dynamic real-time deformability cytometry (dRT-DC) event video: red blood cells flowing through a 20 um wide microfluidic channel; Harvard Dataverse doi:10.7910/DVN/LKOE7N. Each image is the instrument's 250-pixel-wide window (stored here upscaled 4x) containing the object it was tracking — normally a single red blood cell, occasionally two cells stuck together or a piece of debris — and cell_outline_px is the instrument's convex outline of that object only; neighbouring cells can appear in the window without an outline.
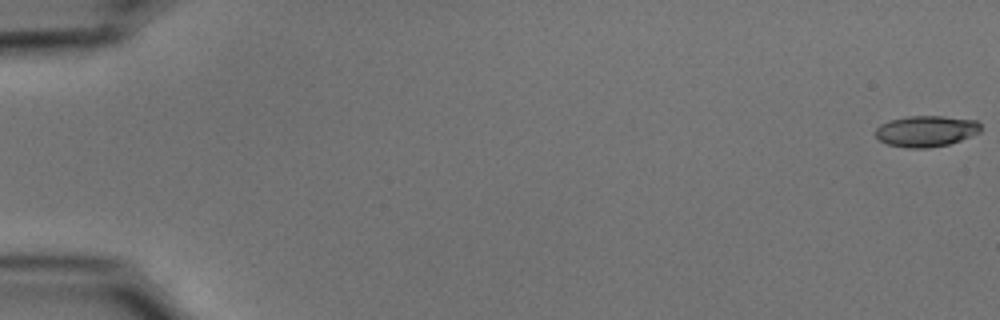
{"species": "common noctule bat (a hibernating species)", "species_latin": "Nyctalus noctula", "temperature_condition": "cold", "stored_images_in_passage": 55, "camera_frame_rate_fps": 3000, "um_per_image_px": 0.085, "animal": {"sex": "male", "body_mass_g": 15.6}, "frame": {"image": 1, "passage_image": 1, "time_ms": 0.0, "image_size_px": [1000, 320], "cell_outline_px": [[980, 132], [960, 140], [948, 144], [928, 148], [908, 148], [888, 144], [880, 140], [876, 136], [876, 128], [880, 124], [892, 120], [908, 116], [944, 116], [976, 120], [980, 124]], "centroid_in_image_um": [78.72, 11.14], "position_along_channel_um": 6.3, "area_um2": 18.9}}
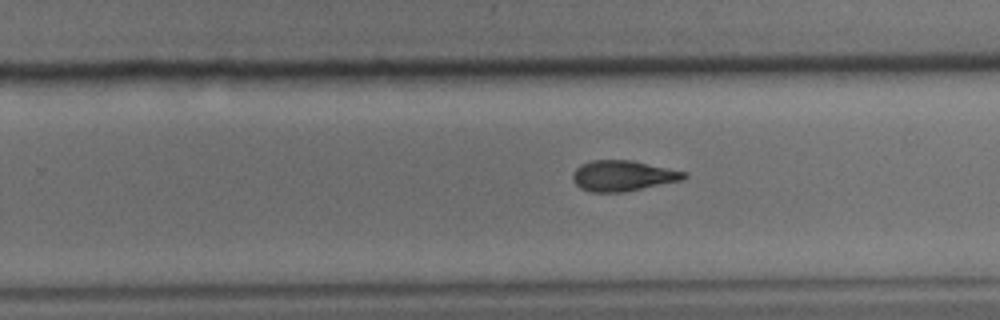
{"frame": {"image": 2, "passage_image": 36, "time_ms": 11.667, "image_size_px": [1000, 320], "cell_outline_px": [[688, 176], [684, 180], [624, 192], [592, 192], [580, 188], [572, 180], [572, 172], [580, 164], [592, 160], [632, 160], [688, 172]], "centroid_in_image_um": [52.96, 14.94], "position_along_channel_um": 276.8, "area_um2": 20.11}}
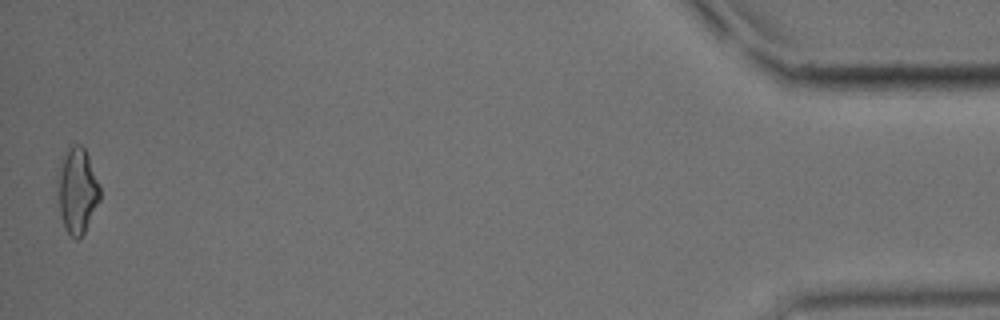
{"frame": {"image": 3, "passage_image": 55, "time_ms": 18.0, "image_size_px": [1000, 320], "cell_outline_px": [[100, 200], [84, 232], [76, 240], [64, 228], [60, 216], [56, 176], [56, 172], [68, 144], [80, 144], [84, 148], [88, 156], [100, 184]], "centroid_in_image_um": [6.54, 16.15], "position_along_channel_um": 428.7, "area_um2": 21.44}, "authors_computed_cell_mechanics": {"area_um2": 19.7098, "velocity_mm_per_s": 3.7157, "shape_relaxation_time_tau1_ms": 4.9443, "shape_relaxation_time_tau2_ms": 3.9417, "deformation_change_tau1": 0.1646, "deformation_change_tau2": 0.1214}}